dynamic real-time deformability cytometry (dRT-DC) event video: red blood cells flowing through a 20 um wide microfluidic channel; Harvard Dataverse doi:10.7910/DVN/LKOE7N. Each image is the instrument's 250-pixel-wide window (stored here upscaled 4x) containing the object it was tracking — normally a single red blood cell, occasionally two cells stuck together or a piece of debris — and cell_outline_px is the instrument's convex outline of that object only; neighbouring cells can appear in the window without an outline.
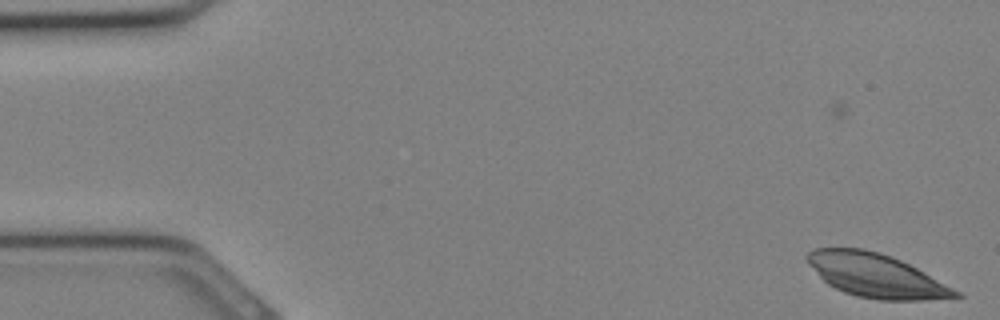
{"species": "Egyptian fruit bat (a non-hibernating species)", "species_latin": "Rousettus aegyptiacus", "temperature_condition": "cold", "stored_images_in_passage": 2, "camera_frame_rate_fps": 3000, "um_per_image_px": 0.085, "animal": {"sex": "female"}, "frame": {"image": 1, "passage_image": 2, "time_ms": 0.333, "image_size_px": [1000, 320], "cell_outline_px": [[964, 296], [924, 300], [880, 300], [856, 296], [844, 292], [828, 284], [808, 264], [804, 256], [812, 248], [864, 248], [880, 252], [892, 256], [924, 272], [960, 292]], "centroid_in_image_um": [74.43, 23.41], "position_along_channel_um": 10.6, "area_um2": 37.51}}